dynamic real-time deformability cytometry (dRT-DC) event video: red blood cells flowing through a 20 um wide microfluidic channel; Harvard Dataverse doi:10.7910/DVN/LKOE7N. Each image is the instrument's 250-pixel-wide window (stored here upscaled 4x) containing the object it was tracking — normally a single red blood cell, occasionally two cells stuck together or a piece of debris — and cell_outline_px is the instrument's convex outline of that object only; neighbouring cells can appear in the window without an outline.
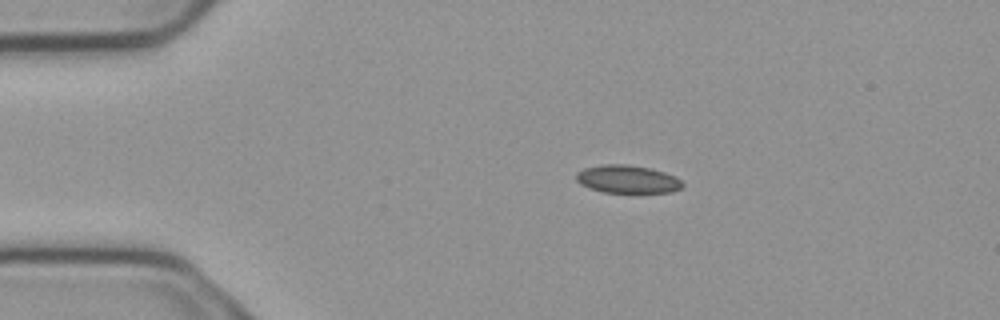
{"species": "common noctule bat (a hibernating species)", "species_latin": "Nyctalus noctula", "temperature_condition": "cold", "stored_images_in_passage": 4, "camera_frame_rate_fps": 3000, "um_per_image_px": 0.085, "animal": {"sex": "male", "body_mass_g": 23.1, "forearm_length_mm": 52.7}, "frame": {"image": 1, "passage_image": 3, "time_ms": 0.667, "image_size_px": [1000, 320], "cell_outline_px": [[684, 184], [680, 188], [672, 192], [604, 192], [580, 184], [576, 180], [576, 172], [584, 168], [600, 164], [628, 164], [652, 168], [676, 176]], "centroid_in_image_um": [53.33, 15.21], "position_along_channel_um": 31.7, "area_um2": 17.34}}